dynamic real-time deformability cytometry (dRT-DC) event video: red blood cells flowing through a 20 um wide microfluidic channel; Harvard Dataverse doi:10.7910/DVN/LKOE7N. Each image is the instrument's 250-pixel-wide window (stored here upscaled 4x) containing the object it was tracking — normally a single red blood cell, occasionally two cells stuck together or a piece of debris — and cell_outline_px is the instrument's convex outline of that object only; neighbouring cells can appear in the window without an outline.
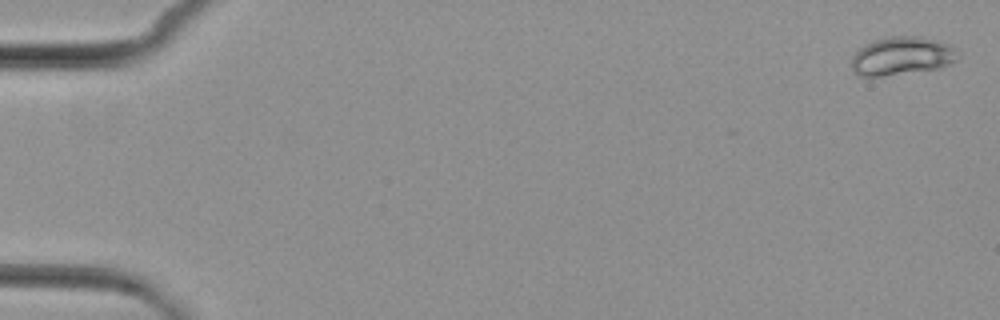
{"species": "common noctule bat (a hibernating species)", "species_latin": "Nyctalus noctula", "temperature_condition": "cold", "stored_images_in_passage": 3, "camera_frame_rate_fps": 3000, "um_per_image_px": 0.085, "animal": {"sex": "female", "body_mass_g": 29.2, "forearm_length_mm": 56.3}, "frame": {"image": 1, "passage_image": 1, "time_ms": 0.0, "image_size_px": [1000, 320], "cell_outline_px": [[960, 56], [952, 64], [940, 68], [884, 76], [856, 76], [852, 72], [852, 56], [864, 44], [872, 40], [888, 36], [924, 36], [948, 44], [960, 52]], "centroid_in_image_um": [76.66, 4.76], "position_along_channel_um": 8.3, "area_um2": 24.22}}